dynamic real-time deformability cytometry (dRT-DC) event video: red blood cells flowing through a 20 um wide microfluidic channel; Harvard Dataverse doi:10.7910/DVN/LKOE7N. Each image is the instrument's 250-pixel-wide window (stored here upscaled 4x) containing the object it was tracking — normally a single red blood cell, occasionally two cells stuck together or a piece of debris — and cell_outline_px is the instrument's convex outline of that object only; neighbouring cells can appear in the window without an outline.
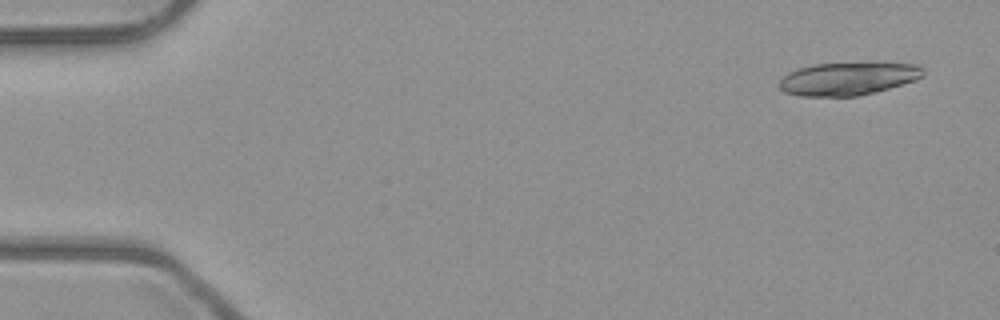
{"species": "common noctule bat (a hibernating species)", "species_latin": "Nyctalus noctula", "temperature_condition": "room temperature", "stored_images_in_passage": 19, "camera_frame_rate_fps": 3000, "um_per_image_px": 0.085, "animal": {"sex": "male", "body_mass_g": 23.1, "forearm_length_mm": 52.7}, "frame": {"image": 1, "passage_image": 3, "time_ms": 0.667, "image_size_px": [1000, 320], "cell_outline_px": [[924, 76], [916, 80], [876, 92], [856, 96], [800, 96], [784, 92], [780, 88], [780, 80], [788, 72], [812, 64], [920, 64], [924, 68]], "centroid_in_image_um": [72.09, 6.71], "position_along_channel_um": 12.9, "area_um2": 27.22}}